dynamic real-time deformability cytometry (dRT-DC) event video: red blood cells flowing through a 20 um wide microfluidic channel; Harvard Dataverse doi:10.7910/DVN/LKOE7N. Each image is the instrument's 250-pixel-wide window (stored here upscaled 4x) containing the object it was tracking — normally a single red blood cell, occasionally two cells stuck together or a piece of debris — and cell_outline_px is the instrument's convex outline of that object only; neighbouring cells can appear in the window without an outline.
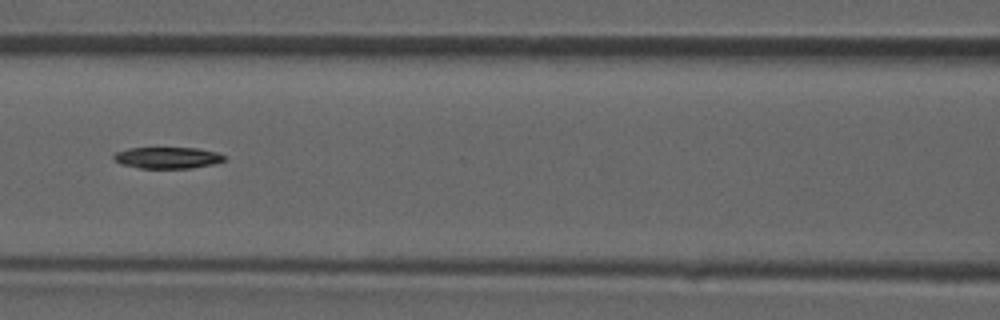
{"species": "common noctule bat (a hibernating species)", "species_latin": "Nyctalus noctula", "temperature_condition": "room temperature", "stored_images_in_passage": 45, "camera_frame_rate_fps": 3000, "um_per_image_px": 0.085, "animal": {"sex": "male", "forearm_length_mm": 52.5}, "frame": {"image": 1, "passage_image": 19, "time_ms": 6.0, "image_size_px": [1000, 320], "cell_outline_px": [[224, 160], [216, 164], [192, 168], [140, 168], [120, 164], [112, 156], [116, 152], [128, 148], [196, 148], [216, 152], [224, 156]], "centroid_in_image_um": [14.23, 13.41], "position_along_channel_um": 152.4, "area_um2": 13.76}}